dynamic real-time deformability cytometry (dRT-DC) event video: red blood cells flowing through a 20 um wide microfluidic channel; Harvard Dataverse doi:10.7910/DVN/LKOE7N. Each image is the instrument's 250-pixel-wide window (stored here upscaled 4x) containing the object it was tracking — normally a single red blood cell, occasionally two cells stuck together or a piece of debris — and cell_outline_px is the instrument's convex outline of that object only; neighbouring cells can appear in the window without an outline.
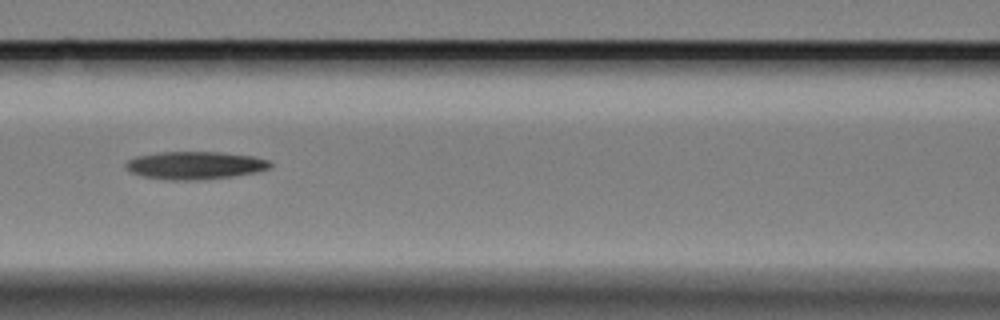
{"species": "Egyptian fruit bat (a non-hibernating species)", "species_latin": "Rousettus aegyptiacus", "temperature_condition": "cold", "stored_images_in_passage": 4, "camera_frame_rate_fps": 3000, "um_per_image_px": 0.085, "animal": {"sex": "female"}, "frame": {"image": 1, "passage_image": 3, "time_ms": 2.333, "image_size_px": [1000, 320], "cell_outline_px": [[272, 168], [256, 172], [232, 176], [188, 180], [168, 180], [144, 176], [128, 172], [124, 168], [124, 164], [128, 160], [136, 156], [160, 152], [220, 152], [252, 156], [268, 160], [272, 164]], "centroid_in_image_um": [16.54, 14.05], "position_along_channel_um": 150.1, "area_um2": 23.35}}
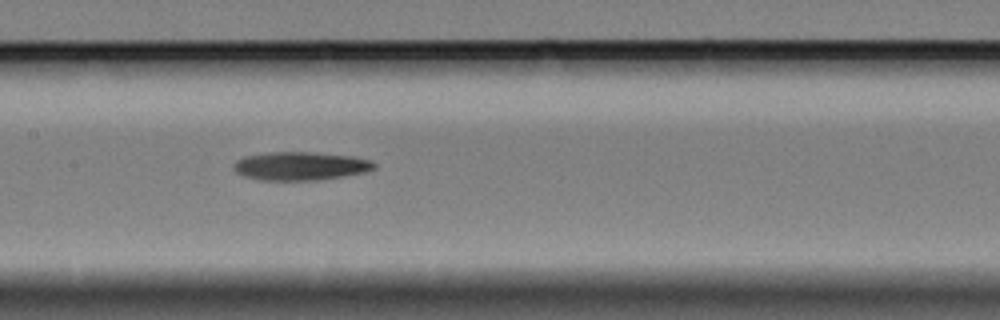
{"frame": {"image": 2, "passage_image": 4, "time_ms": 3.333, "image_size_px": [1000, 320], "cell_outline_px": [[376, 168], [364, 172], [316, 180], [260, 180], [236, 172], [236, 160], [244, 156], [268, 152], [312, 152], [352, 156], [372, 160], [376, 164]], "centroid_in_image_um": [25.58, 14.1], "position_along_channel_um": 181.8, "area_um2": 22.95}}